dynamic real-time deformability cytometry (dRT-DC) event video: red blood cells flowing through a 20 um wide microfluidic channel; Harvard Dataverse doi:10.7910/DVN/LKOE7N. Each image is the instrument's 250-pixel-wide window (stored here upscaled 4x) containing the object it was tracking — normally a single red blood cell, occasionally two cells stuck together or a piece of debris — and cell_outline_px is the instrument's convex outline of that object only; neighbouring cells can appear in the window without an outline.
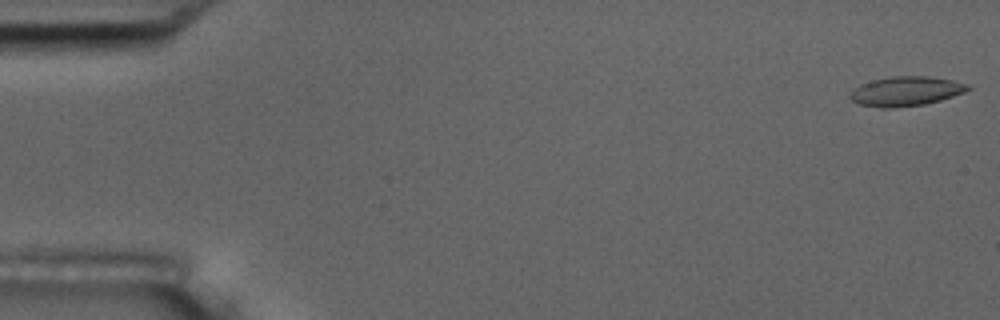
{"species": "common noctule bat (a hibernating species)", "species_latin": "Nyctalus noctula", "temperature_condition": "room temperature", "stored_images_in_passage": 5, "camera_frame_rate_fps": 3000, "um_per_image_px": 0.085, "animal": {"sex": "male", "body_mass_g": 17.5, "forearm_length_mm": 52.3}, "frame": {"image": 1, "passage_image": 1, "time_ms": 0.0, "image_size_px": [1000, 320], "cell_outline_px": [[972, 88], [964, 92], [940, 100], [924, 104], [892, 108], [880, 108], [860, 104], [852, 100], [848, 96], [860, 84], [872, 80], [892, 76], [928, 76], [952, 80], [968, 84]], "centroid_in_image_um": [77.0, 7.75], "position_along_channel_um": 8.0, "area_um2": 20.11}}
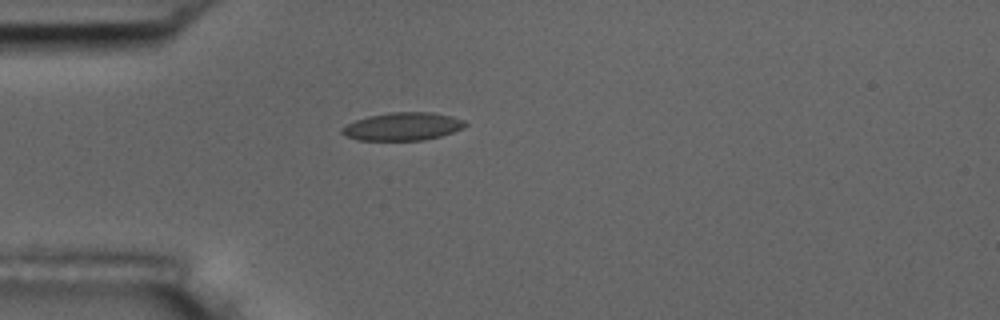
{"frame": {"image": 2, "passage_image": 5, "time_ms": 4.667, "image_size_px": [1000, 320], "cell_outline_px": [[468, 124], [452, 132], [440, 136], [424, 140], [360, 140], [348, 136], [340, 132], [340, 128], [356, 120], [368, 116], [392, 112], [432, 112], [452, 116], [464, 120]], "centroid_in_image_um": [34.23, 10.74], "position_along_channel_um": 50.8, "area_um2": 19.88}}